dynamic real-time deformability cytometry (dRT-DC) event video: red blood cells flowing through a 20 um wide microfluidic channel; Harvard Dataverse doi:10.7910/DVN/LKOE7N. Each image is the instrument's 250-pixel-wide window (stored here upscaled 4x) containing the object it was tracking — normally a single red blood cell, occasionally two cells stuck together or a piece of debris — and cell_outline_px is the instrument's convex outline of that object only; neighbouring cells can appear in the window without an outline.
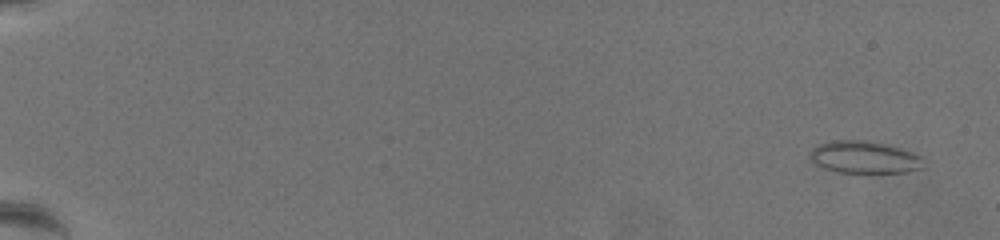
{"species": "common noctule bat (a hibernating species)", "species_latin": "Nyctalus noctula", "temperature_condition": "warm", "stored_images_in_passage": 64, "camera_frame_rate_fps": 3000, "um_per_image_px": 0.085, "animal": {"sex": "female", "body_mass_g": 19.5, "forearm_length_mm": 54.1}, "frame": {"image": 1, "passage_image": 4, "time_ms": 1.0, "image_size_px": [1000, 240], "cell_outline_px": [[924, 156], [920, 168], [904, 172], [836, 172], [824, 168], [816, 164], [812, 160], [812, 148], [820, 144], [832, 140], [868, 140], [888, 144]], "centroid_in_image_um": [73.49, 13.35], "position_along_channel_um": 11.5, "area_um2": 21.15}}
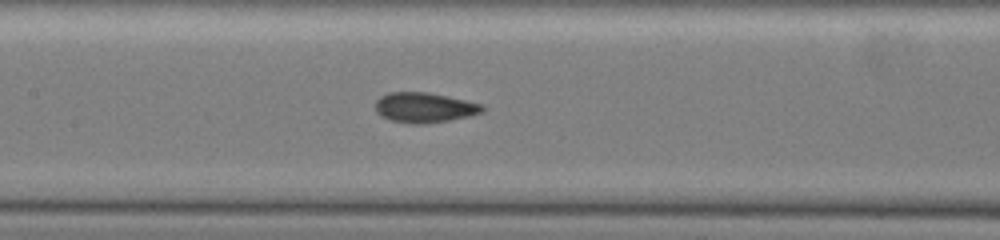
{"frame": {"image": 2, "passage_image": 35, "time_ms": 11.333, "image_size_px": [1000, 240], "cell_outline_px": [[484, 112], [468, 116], [448, 120], [424, 124], [412, 124], [392, 120], [380, 116], [376, 112], [376, 100], [380, 96], [388, 92], [428, 92], [484, 104]], "centroid_in_image_um": [36.07, 9.14], "position_along_channel_um": 171.3, "area_um2": 18.79}}
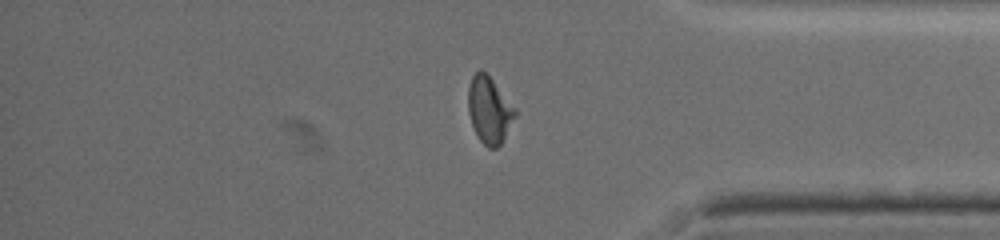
{"frame": {"image": 3, "passage_image": 55, "time_ms": 18.0, "image_size_px": [1000, 240], "cell_outline_px": [[516, 116], [500, 144], [496, 148], [488, 148], [480, 140], [472, 124], [468, 112], [468, 88], [472, 76], [480, 68], [492, 80], [516, 108]], "centroid_in_image_um": [41.58, 9.34], "position_along_channel_um": 393.6, "area_um2": 17.92}, "authors_computed_cell_mechanics": {"area_um2": 18.7272, "velocity_mm_per_s": 3.4996, "shape_relaxation_time_tau1_ms": 7.7314, "shape_relaxation_time_tau2_ms": 1.3273, "deformation_change_tau1": 0.1679, "deformation_change_tau2": 0.071}}